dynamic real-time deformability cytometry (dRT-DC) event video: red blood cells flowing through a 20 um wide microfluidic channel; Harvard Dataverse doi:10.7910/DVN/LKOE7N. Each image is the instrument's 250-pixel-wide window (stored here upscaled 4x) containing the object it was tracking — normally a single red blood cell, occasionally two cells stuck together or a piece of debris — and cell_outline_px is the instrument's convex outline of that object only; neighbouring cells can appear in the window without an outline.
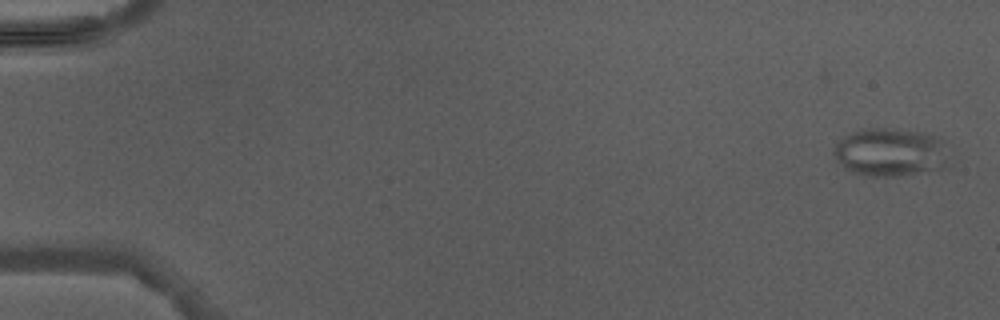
{"species": "Egyptian fruit bat (a non-hibernating species)", "species_latin": "Rousettus aegyptiacus", "temperature_condition": "warm", "stored_images_in_passage": 4, "camera_frame_rate_fps": 3000, "um_per_image_px": 0.085, "animal": {"sex": "male"}, "frame": {"image": 1, "passage_image": 1, "time_ms": 0.0, "image_size_px": [1000, 320], "cell_outline_px": [[952, 168], [900, 176], [864, 176], [844, 168], [836, 160], [832, 152], [832, 148], [844, 136], [852, 132], [864, 128], [900, 128], [924, 132], [936, 136], [944, 140], [952, 164]], "centroid_in_image_um": [75.78, 12.95], "position_along_channel_um": 9.2, "area_um2": 33.7}}